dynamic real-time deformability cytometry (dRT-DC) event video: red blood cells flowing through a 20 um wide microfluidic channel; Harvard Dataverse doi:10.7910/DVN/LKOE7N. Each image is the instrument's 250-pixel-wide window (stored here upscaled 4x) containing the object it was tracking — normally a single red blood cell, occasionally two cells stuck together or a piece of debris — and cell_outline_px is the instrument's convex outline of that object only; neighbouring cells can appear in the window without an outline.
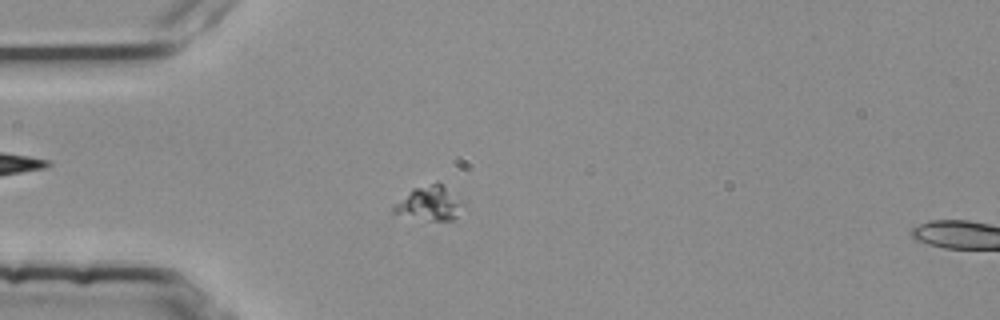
{"species": "common noctule bat (a hibernating species)", "species_latin": "Nyctalus noctula", "temperature_condition": "room temperature", "stored_images_in_passage": 3, "camera_frame_rate_fps": 3000, "um_per_image_px": 0.085, "animal": {"sex": "female", "body_mass_g": 25.1}, "frame": {"image": 1, "passage_image": 3, "time_ms": 0.667, "image_size_px": [1000, 320], "cell_outline_px": [[456, 216], [452, 220], [432, 220], [392, 212], [392, 208], [412, 188], [436, 180], [444, 188], [456, 204]], "centroid_in_image_um": [36.34, 17.25], "position_along_channel_um": 48.7, "area_um2": 12.37}}